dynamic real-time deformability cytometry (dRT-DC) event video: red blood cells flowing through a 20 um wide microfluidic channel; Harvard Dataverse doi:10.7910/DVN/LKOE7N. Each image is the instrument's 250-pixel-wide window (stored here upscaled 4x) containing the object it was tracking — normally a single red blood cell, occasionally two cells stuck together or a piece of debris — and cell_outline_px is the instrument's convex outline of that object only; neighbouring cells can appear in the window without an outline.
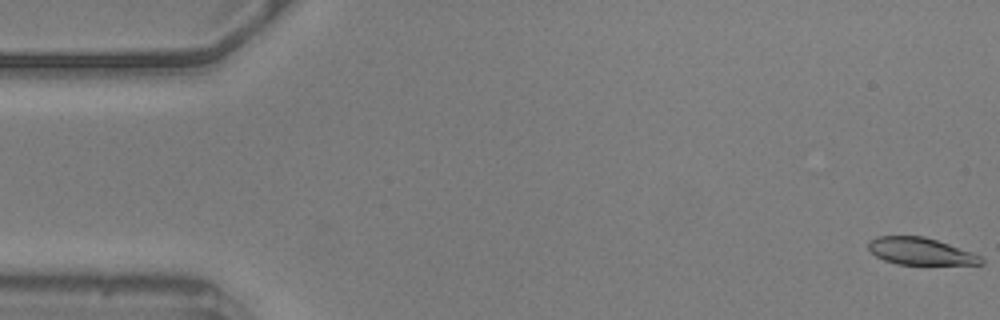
{"species": "common noctule bat (a hibernating species)", "species_latin": "Nyctalus noctula", "temperature_condition": "warm", "stored_images_in_passage": 56, "camera_frame_rate_fps": 3000, "um_per_image_px": 0.085, "animal": {"sex": "male", "body_mass_g": 20.5, "forearm_length_mm": 52.5}, "frame": {"image": 1, "passage_image": 1, "time_ms": 0.0, "image_size_px": [1000, 320], "cell_outline_px": [[984, 264], [896, 264], [884, 260], [876, 256], [868, 248], [868, 240], [876, 236], [924, 236], [972, 252], [980, 256], [984, 260]], "centroid_in_image_um": [78.21, 21.35], "position_along_channel_um": 6.8, "area_um2": 17.69}}
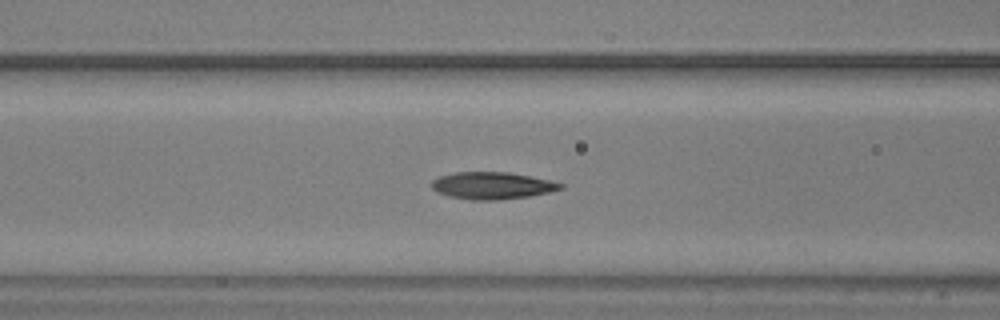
{"frame": {"image": 2, "passage_image": 22, "time_ms": 7.0, "image_size_px": [1000, 320], "cell_outline_px": [[564, 188], [548, 192], [528, 196], [496, 200], [472, 200], [448, 196], [436, 192], [432, 188], [432, 180], [440, 176], [456, 172], [508, 172], [548, 180], [564, 184]], "centroid_in_image_um": [41.8, 15.78], "position_along_channel_um": 124.8, "area_um2": 20.17}}
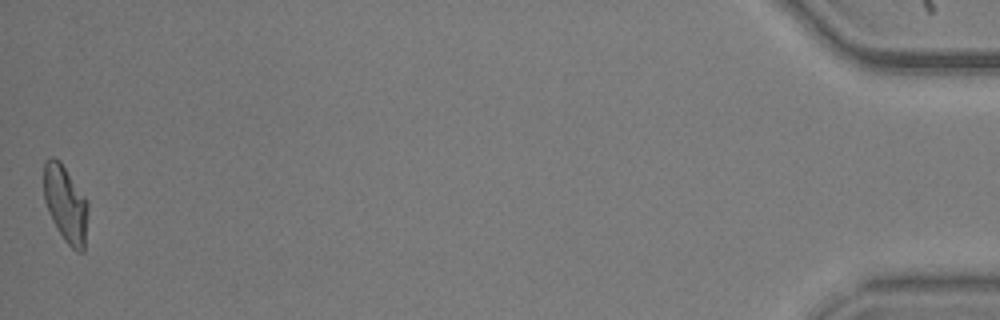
{"frame": {"image": 3, "passage_image": 56, "time_ms": 18.333, "image_size_px": [1000, 320], "cell_outline_px": [[88, 208], [84, 252], [76, 252], [64, 240], [52, 220], [48, 212], [44, 200], [44, 160], [48, 156], [52, 156], [60, 160], [88, 200]], "centroid_in_image_um": [5.57, 17.31], "position_along_channel_um": 429.6, "area_um2": 20.06}, "authors_computed_cell_mechanics": {"area_um2": 19.6809, "velocity_mm_per_s": 3.593, "shape_relaxation_time_tau1_ms": 3.5941, "shape_relaxation_time_tau2_ms": 2.5641, "deformation_change_tau1": 0.1475, "deformation_change_tau2": 0.0929}}